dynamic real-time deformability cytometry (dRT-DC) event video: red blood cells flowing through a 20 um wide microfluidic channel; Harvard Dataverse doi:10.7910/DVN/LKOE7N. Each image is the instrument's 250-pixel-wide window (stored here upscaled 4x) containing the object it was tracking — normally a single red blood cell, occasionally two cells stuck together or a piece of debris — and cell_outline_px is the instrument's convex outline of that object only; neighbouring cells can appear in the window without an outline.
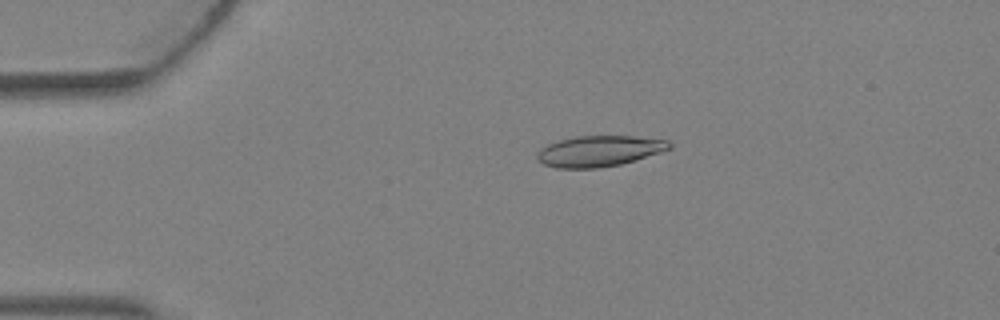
{"species": "Egyptian fruit bat (a non-hibernating species)", "species_latin": "Rousettus aegyptiacus", "temperature_condition": "warm", "stored_images_in_passage": 1, "camera_frame_rate_fps": 3000, "um_per_image_px": 0.085, "animal": {"sex": "female"}, "frame": {"image": 1, "passage_image": 1, "time_ms": 0.0, "image_size_px": [1000, 320], "cell_outline_px": [[672, 148], [636, 160], [620, 164], [596, 168], [556, 168], [544, 164], [536, 160], [536, 156], [540, 148], [548, 144], [560, 140], [576, 136], [636, 136], [668, 140], [672, 144]], "centroid_in_image_um": [50.93, 12.84], "position_along_channel_um": 34.1, "area_um2": 23.81}}